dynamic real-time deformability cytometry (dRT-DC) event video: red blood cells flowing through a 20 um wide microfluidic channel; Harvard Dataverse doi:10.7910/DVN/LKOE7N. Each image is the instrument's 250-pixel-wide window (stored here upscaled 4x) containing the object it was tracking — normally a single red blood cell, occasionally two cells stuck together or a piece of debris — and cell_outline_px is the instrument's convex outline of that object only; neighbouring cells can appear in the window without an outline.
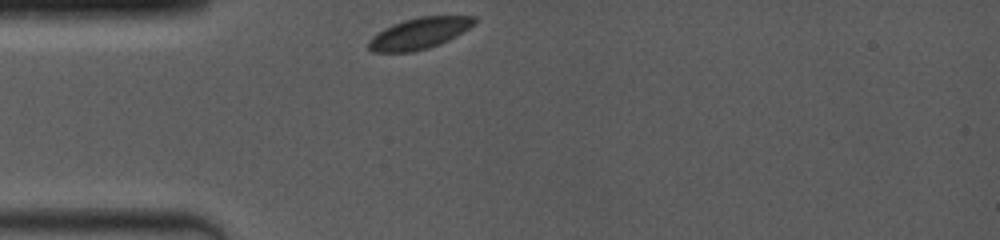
{"species": "common noctule bat (a hibernating species)", "species_latin": "Nyctalus noctula", "temperature_condition": "room temperature", "stored_images_in_passage": 57, "camera_frame_rate_fps": 4000, "um_per_image_px": 0.085, "animal": {"sex": "female", "body_mass_g": 19.0, "forearm_length_mm": 53.3}, "frame": {"image": 1, "passage_image": 1, "time_ms": 0.0, "image_size_px": [1000, 240], "cell_outline_px": [[476, 24], [456, 36], [440, 44], [428, 48], [412, 52], [372, 52], [368, 48], [368, 40], [372, 36], [384, 28], [404, 20], [420, 16], [476, 16]], "centroid_in_image_um": [35.64, 2.83], "position_along_channel_um": 49.4, "area_um2": 19.31}}
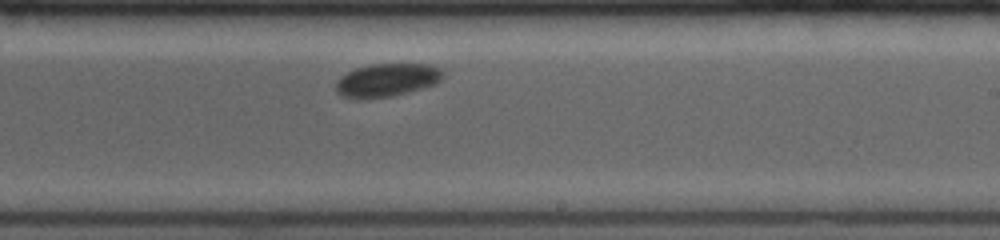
{"frame": {"image": 2, "passage_image": 28, "time_ms": 5.75, "image_size_px": [1000, 240], "cell_outline_px": [[444, 76], [436, 84], [392, 96], [368, 100], [344, 96], [336, 92], [336, 80], [340, 76], [356, 68], [372, 64], [432, 64], [440, 68], [444, 72]], "centroid_in_image_um": [32.9, 6.81], "position_along_channel_um": 256.1, "area_um2": 20.87}}
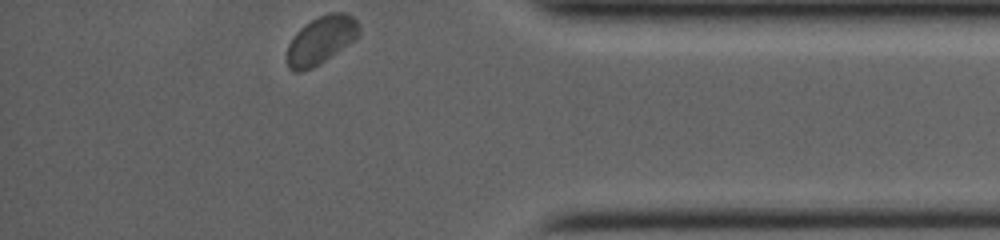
{"frame": {"image": 3, "passage_image": 56, "time_ms": 10.0, "image_size_px": [1000, 240], "cell_outline_px": [[360, 32], [356, 40], [320, 64], [312, 68], [300, 72], [292, 72], [288, 68], [288, 44], [296, 32], [300, 28], [312, 20], [328, 12], [344, 12], [352, 16], [360, 24]], "centroid_in_image_um": [27.32, 3.41], "position_along_channel_um": 407.9, "area_um2": 20.29}, "authors_computed_cell_mechanics": {"area_um2": 20.3456, "velocity_mm_per_s": 3.8331, "shape_relaxation_time_tau1_ms": 5.5247, "shape_relaxation_time_tau2_ms": null, "deformation_change_tau1": 0.1365, "deformation_change_tau2": null}}